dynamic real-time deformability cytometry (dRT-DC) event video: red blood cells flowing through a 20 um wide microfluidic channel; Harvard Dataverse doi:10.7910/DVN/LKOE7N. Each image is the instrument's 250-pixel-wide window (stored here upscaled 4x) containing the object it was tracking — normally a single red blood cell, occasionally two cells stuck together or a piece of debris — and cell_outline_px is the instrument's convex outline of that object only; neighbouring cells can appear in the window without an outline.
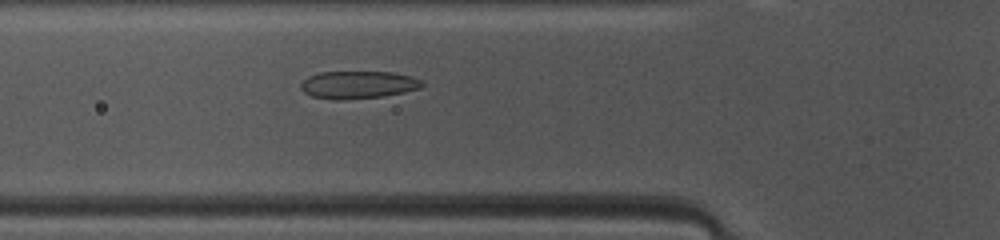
{"species": "common noctule bat (a hibernating species)", "species_latin": "Nyctalus noctula", "temperature_condition": "warm", "stored_images_in_passage": 37, "camera_frame_rate_fps": 3000, "um_per_image_px": 0.085, "animal": {"sex": "female", "body_mass_g": 10.0, "forearm_length_mm": 53.1}, "frame": {"image": 1, "passage_image": 5, "time_ms": 1.333, "image_size_px": [1000, 240], "cell_outline_px": [[424, 84], [420, 88], [404, 92], [384, 96], [344, 100], [332, 100], [312, 96], [304, 92], [300, 88], [300, 84], [308, 76], [320, 72], [396, 72], [412, 76], [424, 80]], "centroid_in_image_um": [30.46, 7.2], "position_along_channel_um": 95.3, "area_um2": 19.77}}
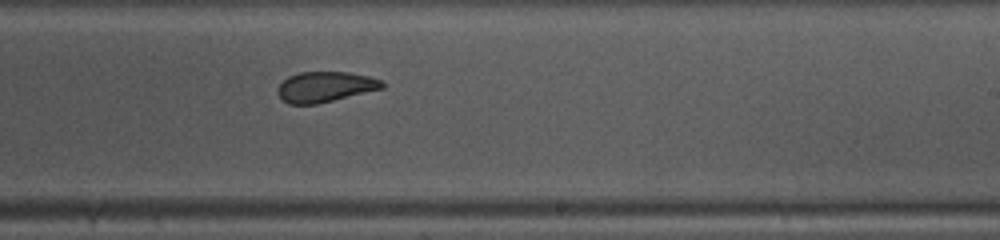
{"frame": {"image": 2, "passage_image": 17, "time_ms": 5.333, "image_size_px": [1000, 240], "cell_outline_px": [[384, 88], [316, 104], [288, 104], [276, 92], [276, 88], [288, 76], [300, 72], [348, 72], [368, 76], [384, 80]], "centroid_in_image_um": [27.64, 7.37], "position_along_channel_um": 261.4, "area_um2": 18.5}}
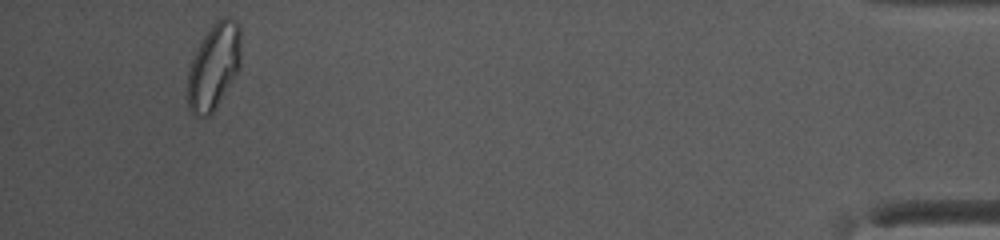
{"frame": {"image": 3, "passage_image": 34, "time_ms": 11.0, "image_size_px": [1000, 240], "cell_outline_px": [[240, 64], [236, 76], [216, 108], [208, 116], [192, 116], [188, 108], [188, 68], [204, 36], [212, 24], [216, 20], [224, 16], [228, 16], [236, 20], [240, 28]], "centroid_in_image_um": [18.19, 5.66], "position_along_channel_um": 417.0, "area_um2": 26.82}, "authors_computed_cell_mechanics": {"area_um2": 19.4208, "velocity_mm_per_s": 4.1415, "shape_relaxation_time_tau1_ms": 8.1103, "shape_relaxation_time_tau2_ms": null, "deformation_change_tau1": 0.2016, "deformation_change_tau2": null}}